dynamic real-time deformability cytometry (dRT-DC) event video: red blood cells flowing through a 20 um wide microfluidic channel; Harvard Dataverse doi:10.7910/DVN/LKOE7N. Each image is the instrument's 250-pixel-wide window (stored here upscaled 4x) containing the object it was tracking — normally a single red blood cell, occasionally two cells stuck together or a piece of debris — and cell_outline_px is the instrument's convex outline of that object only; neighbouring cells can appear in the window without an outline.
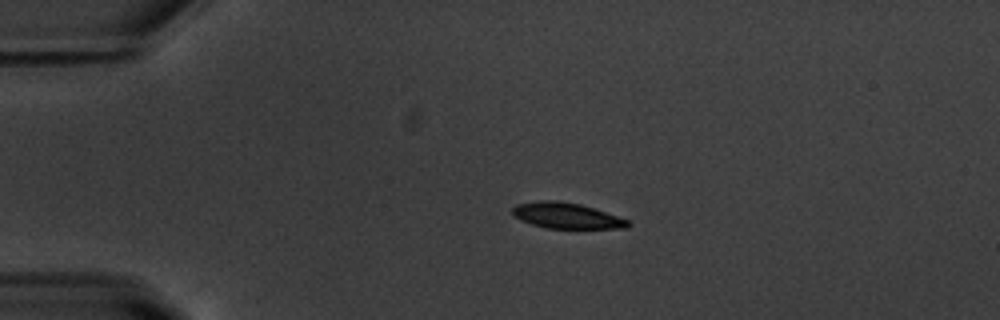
{"species": "common noctule bat (a hibernating species)", "species_latin": "Nyctalus noctula", "temperature_condition": "warm", "stored_images_in_passage": 43, "camera_frame_rate_fps": 3000, "um_per_image_px": 0.085, "animal": {"sex": "male", "body_mass_g": 20.1, "forearm_length_mm": 53.5}, "frame": {"image": 1, "passage_image": 1, "time_ms": 0.0, "image_size_px": [1000, 320], "cell_outline_px": [[632, 224], [628, 228], [548, 228], [532, 224], [520, 220], [512, 216], [512, 208], [516, 204], [540, 200], [556, 200], [580, 204], [628, 220]], "centroid_in_image_um": [48.11, 18.33], "position_along_channel_um": 36.9, "area_um2": 17.22}}
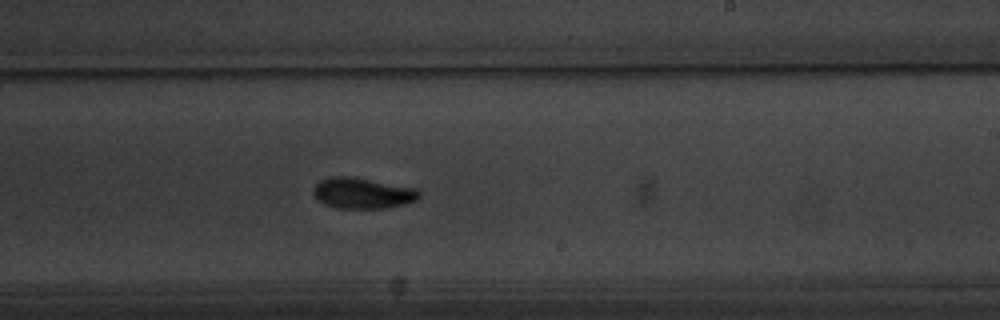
{"frame": {"image": 2, "passage_image": 22, "time_ms": 7.0, "image_size_px": [1000, 320], "cell_outline_px": [[420, 196], [416, 200], [404, 204], [384, 208], [336, 208], [324, 204], [312, 192], [312, 188], [320, 180], [332, 176], [352, 176], [416, 188], [420, 192]], "centroid_in_image_um": [30.81, 16.41], "position_along_channel_um": 258.2, "area_um2": 19.02}}
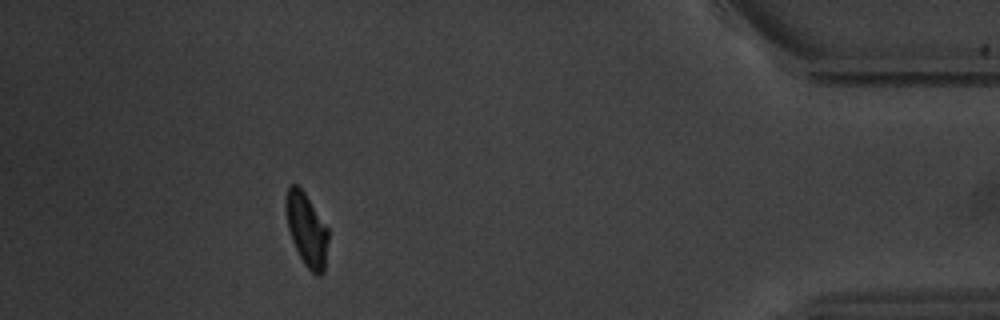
{"frame": {"image": 3, "passage_image": 38, "time_ms": 12.333, "image_size_px": [1000, 320], "cell_outline_px": [[328, 240], [324, 272], [320, 276], [316, 276], [304, 264], [292, 240], [288, 228], [284, 208], [284, 200], [288, 188], [292, 184], [296, 184], [304, 192], [328, 228]], "centroid_in_image_um": [26.05, 19.52], "position_along_channel_um": 409.2, "area_um2": 18.03}, "authors_computed_cell_mechanics": {"area_um2": 18.7272, "velocity_mm_per_s": 3.7521, "shape_relaxation_time_tau1_ms": 1.9213, "shape_relaxation_time_tau2_ms": 2.6319, "deformation_change_tau1": 0.116, "deformation_change_tau2": 0.0714}}